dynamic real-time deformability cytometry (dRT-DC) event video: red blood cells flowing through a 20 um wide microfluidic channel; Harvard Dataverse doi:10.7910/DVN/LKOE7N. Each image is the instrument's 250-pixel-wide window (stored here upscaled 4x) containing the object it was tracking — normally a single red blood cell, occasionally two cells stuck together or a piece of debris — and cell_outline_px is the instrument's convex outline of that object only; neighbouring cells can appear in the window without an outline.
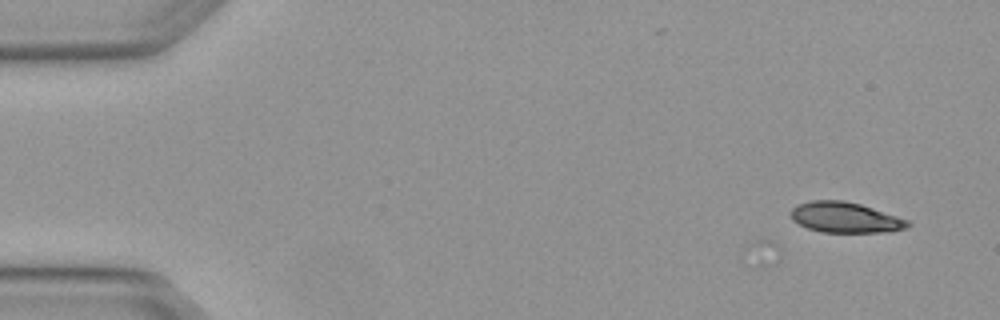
{"species": "Egyptian fruit bat (a non-hibernating species)", "species_latin": "Rousettus aegyptiacus", "temperature_condition": "warm", "stored_images_in_passage": 4, "camera_frame_rate_fps": 3000, "um_per_image_px": 0.085, "animal": {"sex": "female"}, "frame": {"image": 1, "passage_image": 1, "time_ms": 0.0, "image_size_px": [1000, 320], "cell_outline_px": [[912, 224], [908, 228], [880, 232], [820, 232], [808, 228], [792, 220], [788, 212], [796, 204], [812, 200], [844, 200], [860, 204], [908, 220]], "centroid_in_image_um": [71.79, 18.47], "position_along_channel_um": 13.2, "area_um2": 20.81}}
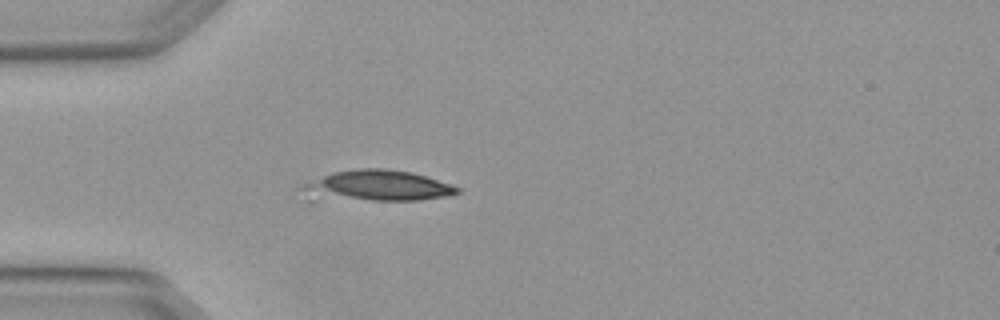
{"frame": {"image": 2, "passage_image": 4, "time_ms": 1.0, "image_size_px": [1000, 320], "cell_outline_px": [[460, 192], [448, 196], [416, 200], [308, 204], [300, 188], [300, 184], [332, 172], [360, 168], [384, 168], [412, 172], [452, 184], [460, 188]], "centroid_in_image_um": [31.79, 15.88], "position_along_channel_um": 53.2, "area_um2": 30.29}}